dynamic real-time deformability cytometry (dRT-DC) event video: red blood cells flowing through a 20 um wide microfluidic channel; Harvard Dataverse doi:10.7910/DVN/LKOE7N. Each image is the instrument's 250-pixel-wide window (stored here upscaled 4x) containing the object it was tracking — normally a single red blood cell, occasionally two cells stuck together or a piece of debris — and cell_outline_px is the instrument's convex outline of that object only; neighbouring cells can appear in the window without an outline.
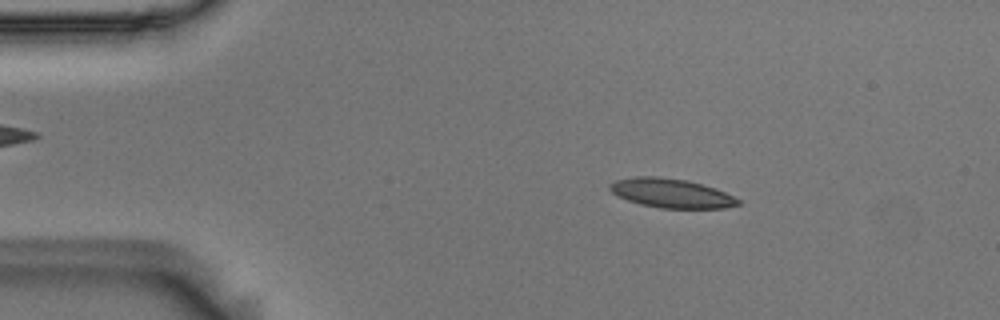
{"species": "Egyptian fruit bat (a non-hibernating species)", "species_latin": "Rousettus aegyptiacus", "temperature_condition": "room temperature", "stored_images_in_passage": 53, "camera_frame_rate_fps": 3000, "um_per_image_px": 0.085, "animal": {"sex": "male"}, "frame": {"image": 1, "passage_image": 8, "time_ms": 2.333, "image_size_px": [1000, 320], "cell_outline_px": [[740, 204], [724, 208], [660, 208], [640, 204], [628, 200], [612, 192], [608, 188], [608, 184], [616, 180], [632, 176], [656, 176], [688, 180], [716, 188], [740, 200]], "centroid_in_image_um": [57.04, 16.41], "position_along_channel_um": 28.0, "area_um2": 21.79}}
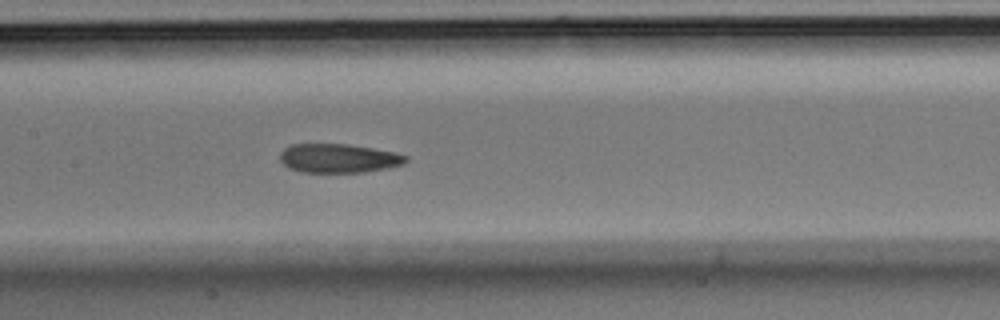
{"frame": {"image": 2, "passage_image": 25, "time_ms": 8.0, "image_size_px": [1000, 320], "cell_outline_px": [[408, 160], [404, 164], [388, 168], [364, 172], [300, 172], [288, 168], [280, 160], [280, 152], [284, 148], [292, 144], [348, 144], [396, 152], [408, 156]], "centroid_in_image_um": [28.79, 13.45], "position_along_channel_um": 178.6, "area_um2": 21.39}}
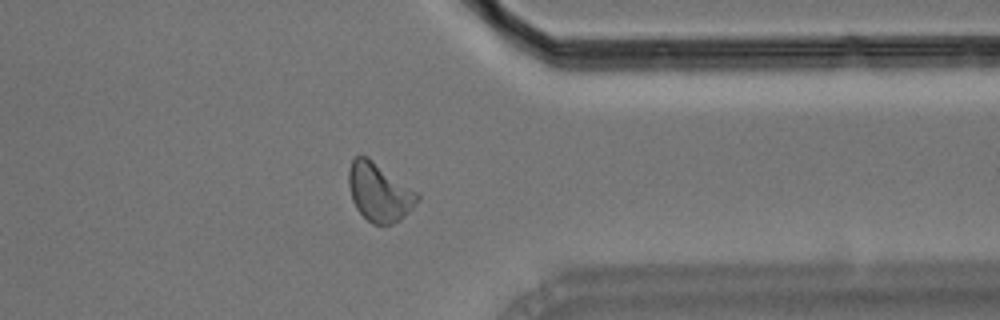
{"frame": {"image": 3, "passage_image": 42, "time_ms": 13.667, "image_size_px": [1000, 320], "cell_outline_px": [[420, 200], [400, 220], [392, 224], [372, 224], [356, 208], [352, 200], [348, 184], [348, 168], [352, 160], [356, 156], [368, 156], [420, 192]], "centroid_in_image_um": [32.26, 16.31], "position_along_channel_um": 379.1, "area_um2": 23.76}, "authors_computed_cell_mechanics": {"area_um2": 22.0218, "velocity_mm_per_s": 3.6618, "shape_relaxation_time_tau1_ms": 3.6316, "shape_relaxation_time_tau2_ms": 2.8166, "deformation_change_tau1": 0.1364, "deformation_change_tau2": 0.114}}